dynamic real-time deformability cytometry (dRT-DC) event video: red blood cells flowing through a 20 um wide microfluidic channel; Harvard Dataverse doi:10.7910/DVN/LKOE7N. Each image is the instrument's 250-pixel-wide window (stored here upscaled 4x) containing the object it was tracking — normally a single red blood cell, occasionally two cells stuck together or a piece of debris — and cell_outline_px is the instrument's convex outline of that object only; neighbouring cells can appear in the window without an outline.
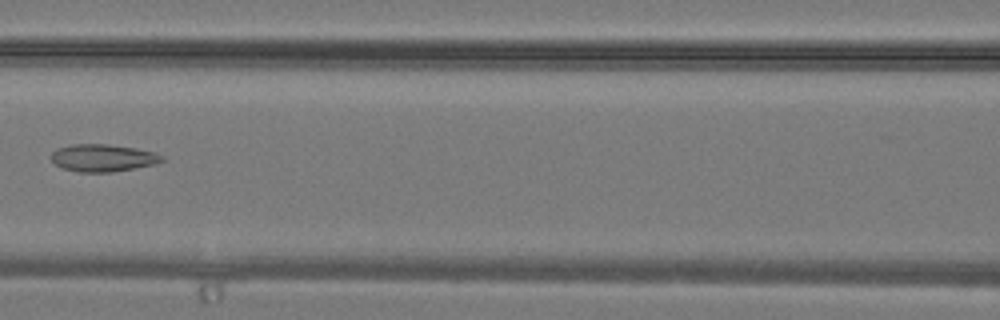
{"species": "common noctule bat (a hibernating species)", "species_latin": "Nyctalus noctula", "temperature_condition": "warm", "stored_images_in_passage": 25, "camera_frame_rate_fps": 3000, "um_per_image_px": 0.085, "animal": {"sex": "male", "body_mass_g": 19.2, "forearm_length_mm": 51.8}, "frame": {"image": 1, "passage_image": 6, "time_ms": 1.667, "image_size_px": [1000, 320], "cell_outline_px": [[164, 160], [156, 164], [112, 172], [80, 172], [64, 168], [56, 164], [52, 160], [52, 152], [56, 148], [72, 144], [108, 144], [132, 148], [152, 152], [164, 156]], "centroid_in_image_um": [8.74, 13.42], "position_along_channel_um": 157.9, "area_um2": 17.46}}
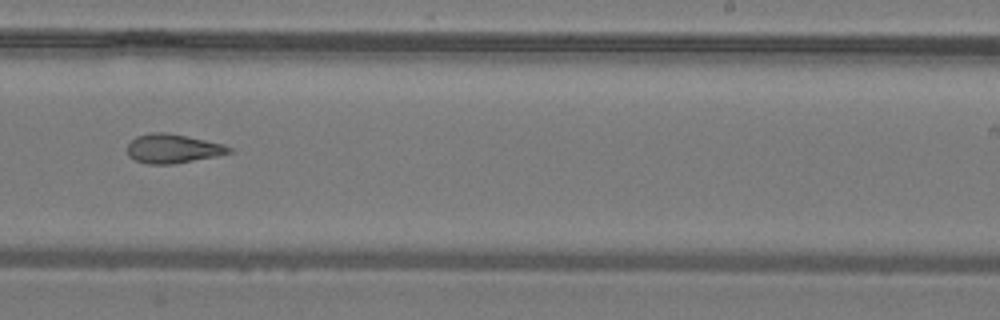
{"frame": {"image": 2, "passage_image": 12, "time_ms": 3.667, "image_size_px": [1000, 320], "cell_outline_px": [[232, 152], [216, 156], [172, 164], [148, 164], [136, 160], [128, 156], [128, 144], [136, 136], [152, 132], [168, 132], [224, 144], [232, 148]], "centroid_in_image_um": [14.69, 12.62], "position_along_channel_um": 274.3, "area_um2": 17.17}}
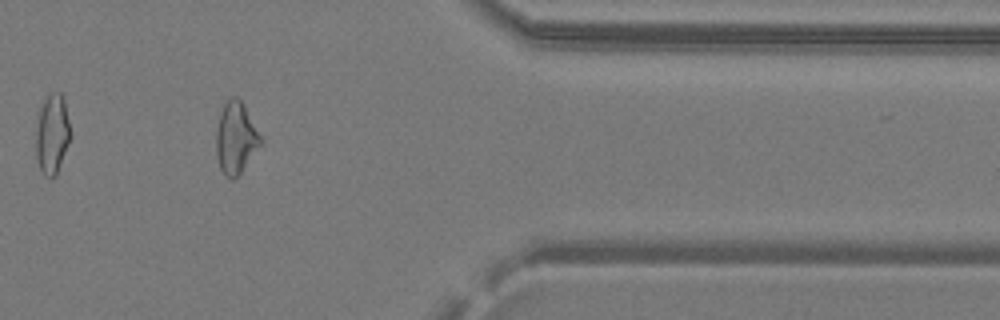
{"frame": {"image": 3, "passage_image": 19, "time_ms": 6.0, "image_size_px": [1000, 320], "cell_outline_px": [[264, 140], [240, 172], [232, 180], [224, 176], [220, 168], [216, 156], [216, 132], [220, 112], [224, 104], [232, 96], [236, 96], [244, 104]], "centroid_in_image_um": [20.04, 11.71], "position_along_channel_um": 391.4, "area_um2": 18.55}}